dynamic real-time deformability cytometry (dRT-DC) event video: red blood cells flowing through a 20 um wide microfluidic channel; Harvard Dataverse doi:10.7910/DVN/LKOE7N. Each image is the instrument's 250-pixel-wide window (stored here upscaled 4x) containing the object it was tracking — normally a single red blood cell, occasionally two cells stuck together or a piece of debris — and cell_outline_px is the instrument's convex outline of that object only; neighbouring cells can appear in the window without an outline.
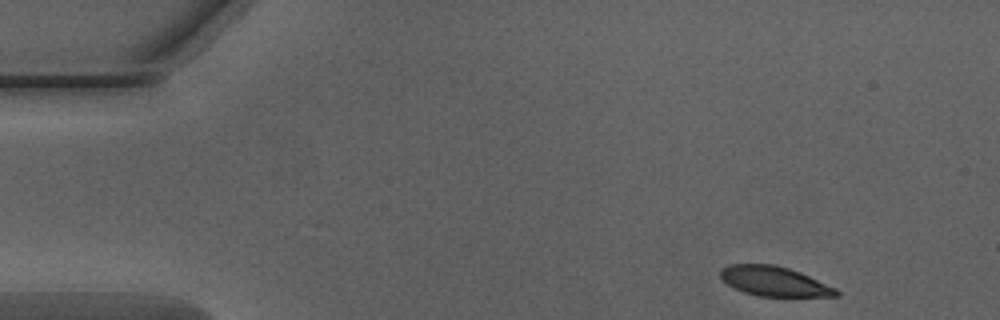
{"species": "Egyptian fruit bat (a non-hibernating species)", "species_latin": "Rousettus aegyptiacus", "temperature_condition": "warm", "stored_images_in_passage": 47, "camera_frame_rate_fps": 3000, "um_per_image_px": 0.085, "animal": {"sex": "male"}, "frame": {"image": 1, "passage_image": 1, "time_ms": 0.0, "image_size_px": [1000, 320], "cell_outline_px": [[840, 296], [756, 296], [744, 292], [728, 284], [720, 276], [720, 268], [728, 264], [776, 264], [800, 272], [836, 288], [840, 292]], "centroid_in_image_um": [65.81, 23.9], "position_along_channel_um": 19.2, "area_um2": 20.0}}
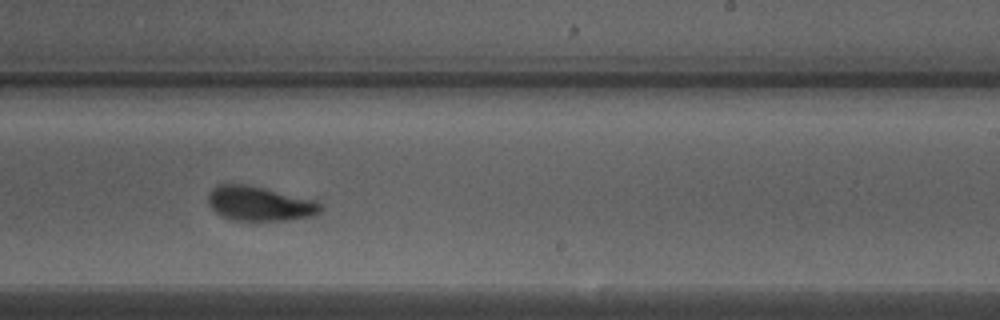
{"frame": {"image": 2, "passage_image": 27, "time_ms": 8.667, "image_size_px": [1000, 320], "cell_outline_px": [[324, 208], [320, 212], [312, 216], [284, 220], [232, 220], [216, 212], [208, 204], [208, 192], [216, 184], [248, 184], [316, 200]], "centroid_in_image_um": [22.06, 17.29], "position_along_channel_um": 266.9, "area_um2": 22.66}}
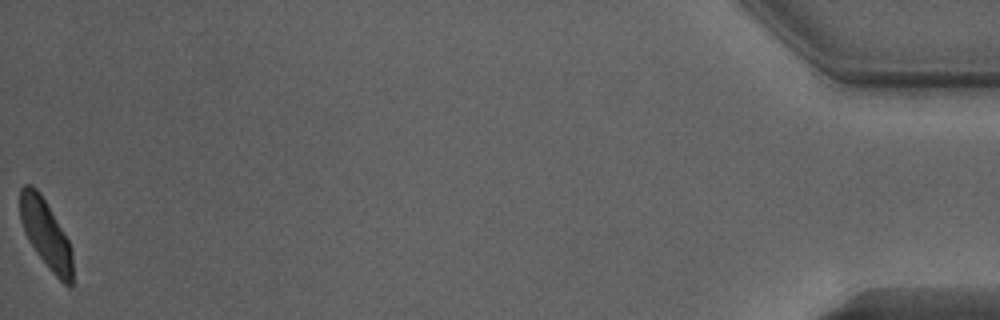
{"frame": {"image": 3, "passage_image": 47, "time_ms": 15.333, "image_size_px": [1000, 320], "cell_outline_px": [[72, 284], [68, 288], [48, 268], [28, 240], [24, 232], [20, 220], [20, 188], [24, 184], [32, 184], [40, 192], [64, 232], [72, 248]], "centroid_in_image_um": [3.89, 19.87], "position_along_channel_um": 431.3, "area_um2": 20.98}, "authors_computed_cell_mechanics": {"area_um2": 22.0218, "velocity_mm_per_s": 3.9983, "shape_relaxation_time_tau1_ms": 2.5131, "shape_relaxation_time_tau2_ms": 0.7891, "deformation_change_tau1": 0.1301, "deformation_change_tau2": 0.0582}}